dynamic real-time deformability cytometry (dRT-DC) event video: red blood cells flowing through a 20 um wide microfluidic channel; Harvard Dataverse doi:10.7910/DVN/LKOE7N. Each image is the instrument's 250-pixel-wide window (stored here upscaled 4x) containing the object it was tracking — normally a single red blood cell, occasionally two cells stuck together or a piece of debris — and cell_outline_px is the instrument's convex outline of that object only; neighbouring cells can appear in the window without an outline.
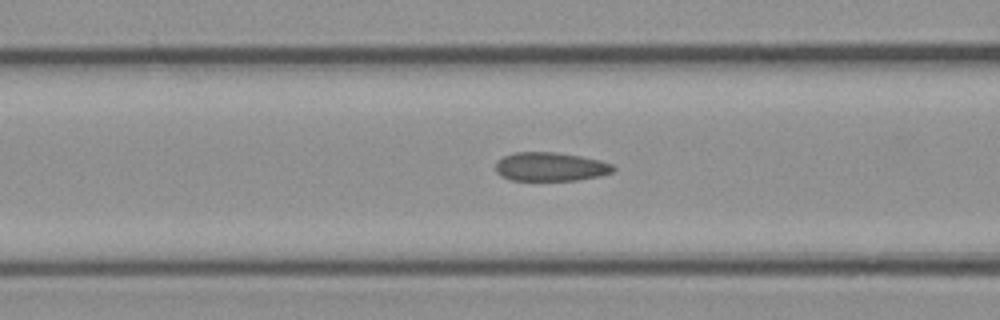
{"species": "common noctule bat (a hibernating species)", "species_latin": "Nyctalus noctula", "temperature_condition": "cold", "stored_images_in_passage": 37, "camera_frame_rate_fps": 3000, "um_per_image_px": 0.085, "animal": {"sex": "female", "body_mass_g": 21.9}, "frame": {"image": 1, "passage_image": 17, "time_ms": 5.333, "image_size_px": [1000, 320], "cell_outline_px": [[616, 168], [612, 172], [600, 176], [576, 180], [512, 180], [500, 176], [496, 172], [496, 164], [504, 156], [516, 152], [556, 152], [580, 156], [600, 160], [612, 164]], "centroid_in_image_um": [46.81, 14.17], "position_along_channel_um": 119.8, "area_um2": 19.65}}
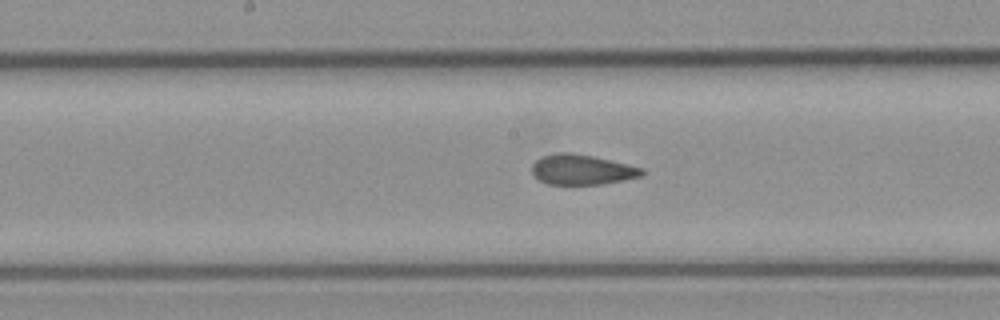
{"frame": {"image": 2, "passage_image": 23, "time_ms": 7.333, "image_size_px": [1000, 320], "cell_outline_px": [[644, 176], [604, 184], [548, 184], [532, 176], [532, 164], [540, 156], [556, 152], [572, 152], [592, 156], [644, 168]], "centroid_in_image_um": [49.44, 14.41], "position_along_channel_um": 198.8, "area_um2": 19.54}}
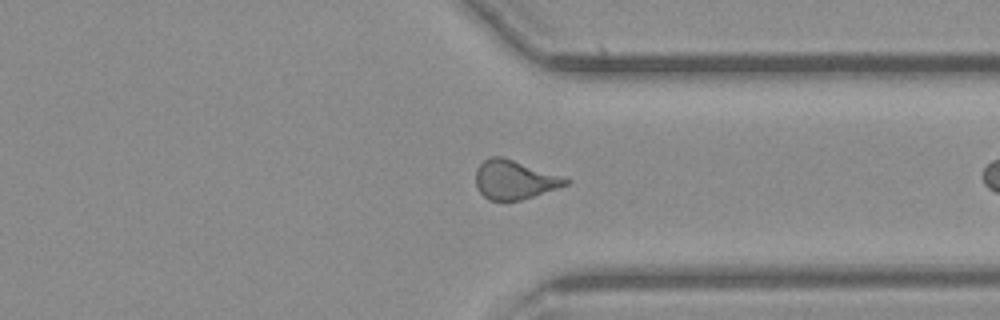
{"frame": {"image": 3, "passage_image": 36, "time_ms": 11.667, "image_size_px": [1000, 320], "cell_outline_px": [[572, 180], [568, 184], [520, 200], [488, 200], [476, 188], [476, 168], [484, 160], [492, 156], [504, 156]], "centroid_in_image_um": [43.69, 15.26], "position_along_channel_um": 367.7, "area_um2": 20.23}}